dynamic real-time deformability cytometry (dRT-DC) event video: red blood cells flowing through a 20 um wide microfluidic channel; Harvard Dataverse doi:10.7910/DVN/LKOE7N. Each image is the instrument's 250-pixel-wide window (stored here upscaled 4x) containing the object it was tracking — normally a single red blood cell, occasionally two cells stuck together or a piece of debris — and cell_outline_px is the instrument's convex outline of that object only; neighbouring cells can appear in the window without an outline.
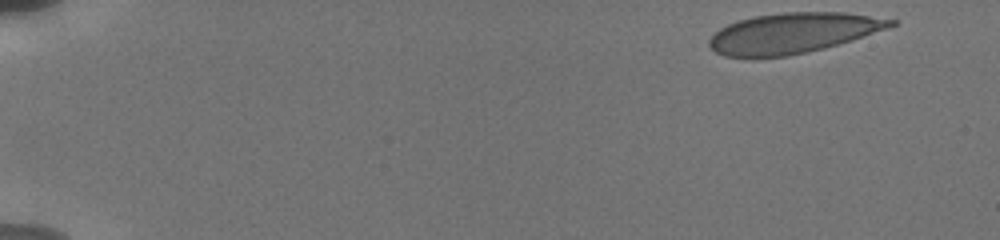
{"species": "human", "species_latin": "Homo sapiens", "temperature_condition": "cold", "stored_images_in_passage": 14, "camera_frame_rate_fps": 3000, "um_per_image_px": 0.085, "donor": {"sex": "male"}, "frame": {"image": 1, "passage_image": 1, "time_ms": 0.0, "image_size_px": [1000, 240], "cell_outline_px": [[896, 24], [888, 28], [852, 40], [824, 48], [784, 56], [724, 56], [716, 52], [708, 44], [708, 40], [720, 28], [728, 24], [740, 20], [756, 16], [784, 12], [844, 12], [896, 20]], "centroid_in_image_um": [67.41, 2.79], "position_along_channel_um": 17.6, "area_um2": 41.96}}
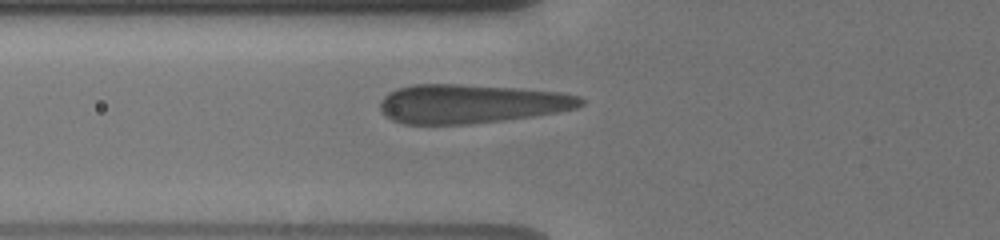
{"frame": {"image": 2, "passage_image": 10, "time_ms": 5.667, "image_size_px": [1000, 240], "cell_outline_px": [[584, 104], [576, 108], [560, 112], [504, 120], [472, 124], [404, 124], [392, 120], [380, 112], [380, 100], [388, 92], [396, 88], [412, 84], [460, 84], [520, 88], [560, 92], [580, 96], [584, 100]], "centroid_in_image_um": [40.02, 8.81], "position_along_channel_um": 85.8, "area_um2": 46.01}}
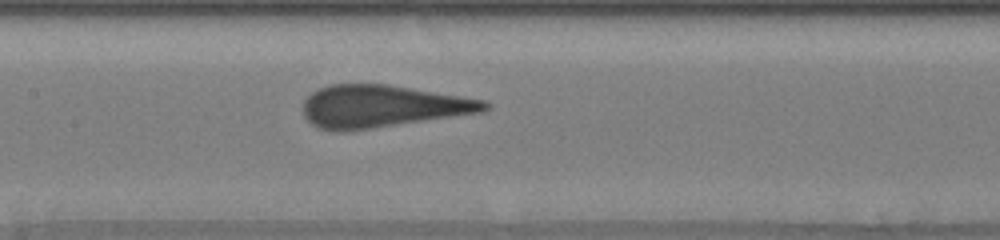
{"frame": {"image": 3, "passage_image": 14, "time_ms": 8.0, "image_size_px": [1000, 240], "cell_outline_px": [[492, 104], [484, 112], [344, 132], [340, 132], [316, 128], [304, 116], [304, 100], [312, 92], [320, 88], [332, 84], [388, 84], [484, 100]], "centroid_in_image_um": [32.48, 9.04], "position_along_channel_um": 174.9, "area_um2": 44.68}}